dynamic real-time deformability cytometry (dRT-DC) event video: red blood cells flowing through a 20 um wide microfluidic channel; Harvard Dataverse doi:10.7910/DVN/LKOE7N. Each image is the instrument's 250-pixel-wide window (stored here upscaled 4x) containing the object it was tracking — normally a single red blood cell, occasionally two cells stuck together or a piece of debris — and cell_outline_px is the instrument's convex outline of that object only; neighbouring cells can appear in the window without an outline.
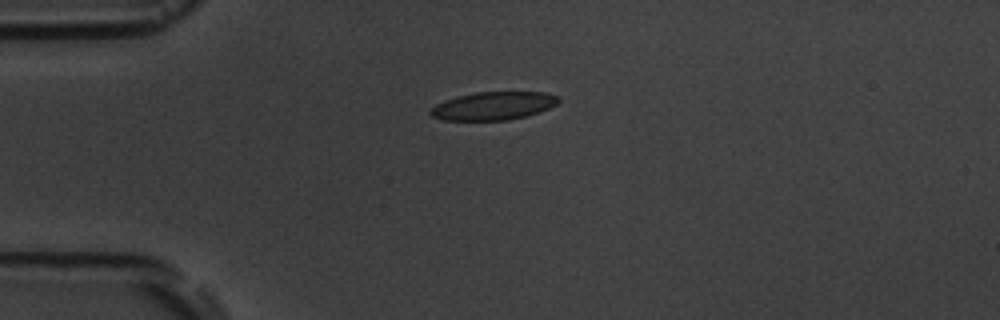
{"species": "common noctule bat (a hibernating species)", "species_latin": "Nyctalus noctula", "temperature_condition": "room temperature", "stored_images_in_passage": 2, "camera_frame_rate_fps": 3000, "um_per_image_px": 0.085, "animal": {"sex": "male", "body_mass_g": 19.5, "forearm_length_mm": 54.6}, "frame": {"image": 1, "passage_image": 1, "time_ms": 0.0, "image_size_px": [1000, 320], "cell_outline_px": [[560, 100], [556, 104], [540, 112], [528, 116], [508, 120], [440, 120], [432, 116], [428, 112], [436, 104], [444, 100], [456, 96], [476, 92], [544, 92], [560, 96]], "centroid_in_image_um": [41.94, 9.0], "position_along_channel_um": 43.1, "area_um2": 21.15}}